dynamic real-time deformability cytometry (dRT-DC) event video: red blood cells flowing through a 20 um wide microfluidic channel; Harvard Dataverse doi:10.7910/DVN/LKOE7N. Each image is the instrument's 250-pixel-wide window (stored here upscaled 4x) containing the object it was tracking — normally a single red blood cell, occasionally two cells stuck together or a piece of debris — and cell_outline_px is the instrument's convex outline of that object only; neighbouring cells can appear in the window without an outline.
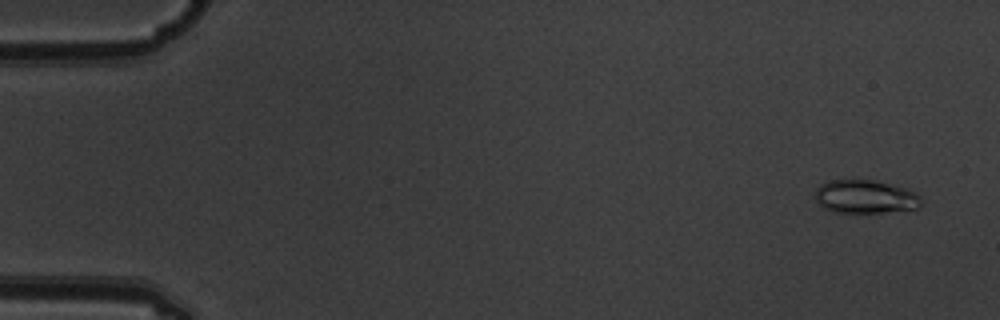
{"species": "common noctule bat (a hibernating species)", "species_latin": "Nyctalus noctula", "temperature_condition": "warm", "stored_images_in_passage": 4, "camera_frame_rate_fps": 3000, "um_per_image_px": 0.085, "animal": {"sex": "male", "body_mass_g": 19.5, "forearm_length_mm": 54.6}, "frame": {"image": 1, "passage_image": 1, "time_ms": 0.0, "image_size_px": [1000, 320], "cell_outline_px": [[920, 208], [884, 212], [832, 212], [824, 208], [812, 196], [816, 188], [820, 184], [828, 180], [872, 180], [904, 188], [916, 192], [920, 196]], "centroid_in_image_um": [73.49, 16.72], "position_along_channel_um": 11.5, "area_um2": 20.63}}